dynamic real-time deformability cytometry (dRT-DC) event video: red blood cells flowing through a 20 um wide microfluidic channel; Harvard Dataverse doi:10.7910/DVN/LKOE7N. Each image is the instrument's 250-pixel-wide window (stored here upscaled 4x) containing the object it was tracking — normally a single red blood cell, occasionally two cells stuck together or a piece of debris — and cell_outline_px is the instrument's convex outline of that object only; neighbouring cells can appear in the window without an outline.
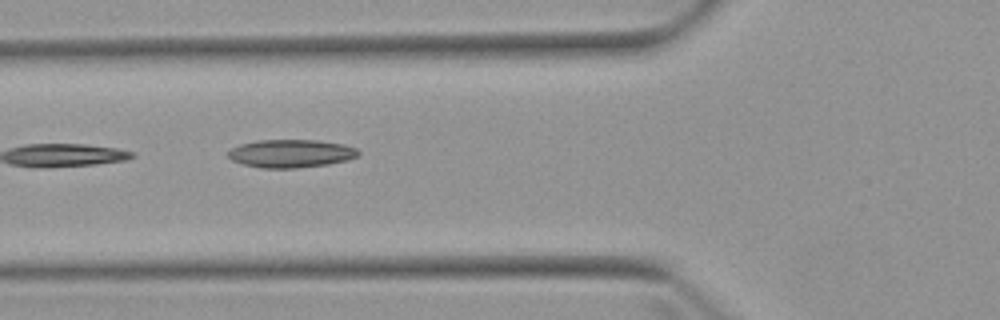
{"species": "Egyptian fruit bat (a non-hibernating species)", "species_latin": "Rousettus aegyptiacus", "temperature_condition": "warm", "stored_images_in_passage": 4, "camera_frame_rate_fps": 3000, "um_per_image_px": 0.085, "animal": {"sex": "female"}, "frame": {"image": 1, "passage_image": 2, "time_ms": 1.333, "image_size_px": [1000, 320], "cell_outline_px": [[360, 152], [356, 156], [348, 160], [328, 164], [296, 168], [260, 168], [244, 164], [232, 160], [228, 156], [228, 152], [232, 148], [240, 144], [256, 140], [316, 140], [344, 144], [356, 148]], "centroid_in_image_um": [24.73, 13.04], "position_along_channel_um": 101.1, "area_um2": 21.27}}
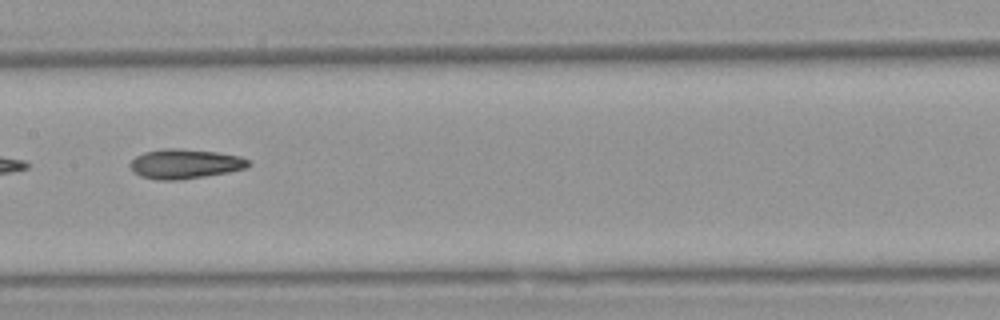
{"frame": {"image": 2, "passage_image": 4, "time_ms": 3.667, "image_size_px": [1000, 320], "cell_outline_px": [[252, 164], [248, 168], [228, 172], [180, 180], [156, 180], [140, 176], [132, 172], [128, 164], [136, 156], [144, 152], [164, 148], [176, 148], [216, 152], [240, 156], [252, 160]], "centroid_in_image_um": [15.73, 13.93], "position_along_channel_um": 191.7, "area_um2": 20.69}}